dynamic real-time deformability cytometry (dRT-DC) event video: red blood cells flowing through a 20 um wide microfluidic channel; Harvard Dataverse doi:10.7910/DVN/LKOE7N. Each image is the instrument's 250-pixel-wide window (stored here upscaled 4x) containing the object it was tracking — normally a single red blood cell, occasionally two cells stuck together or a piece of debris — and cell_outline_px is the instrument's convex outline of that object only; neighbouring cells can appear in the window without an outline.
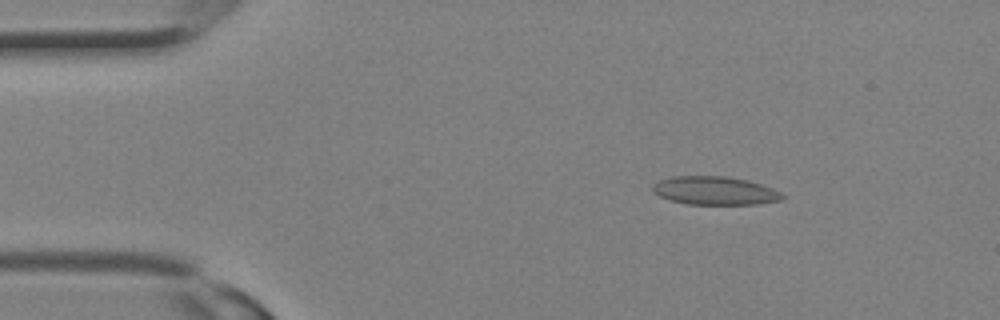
{"species": "Egyptian fruit bat (a non-hibernating species)", "species_latin": "Rousettus aegyptiacus", "temperature_condition": "room temperature", "stored_images_in_passage": 17, "camera_frame_rate_fps": 3000, "um_per_image_px": 0.085, "animal": {"sex": "female"}, "frame": {"image": 1, "passage_image": 4, "time_ms": 1.0, "image_size_px": [1000, 320], "cell_outline_px": [[788, 196], [784, 200], [760, 204], [688, 204], [672, 200], [660, 196], [652, 192], [652, 184], [660, 180], [672, 176], [724, 176], [748, 180], [772, 188]], "centroid_in_image_um": [60.8, 16.21], "position_along_channel_um": 24.2, "area_um2": 21.56}}
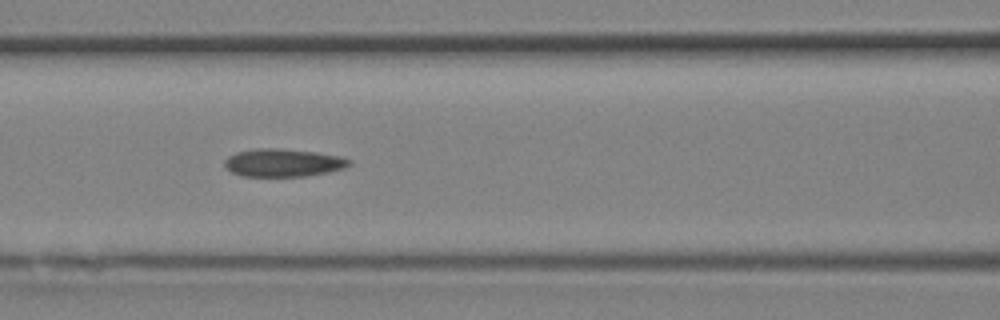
{"frame": {"image": 2, "passage_image": 12, "time_ms": 3.667, "image_size_px": [1000, 320], "cell_outline_px": [[352, 164], [344, 168], [328, 172], [304, 176], [244, 176], [232, 172], [224, 164], [224, 160], [228, 156], [236, 152], [256, 148], [280, 148], [316, 152], [340, 156], [352, 160]], "centroid_in_image_um": [24.09, 13.82], "position_along_channel_um": 142.5, "area_um2": 20.29}}
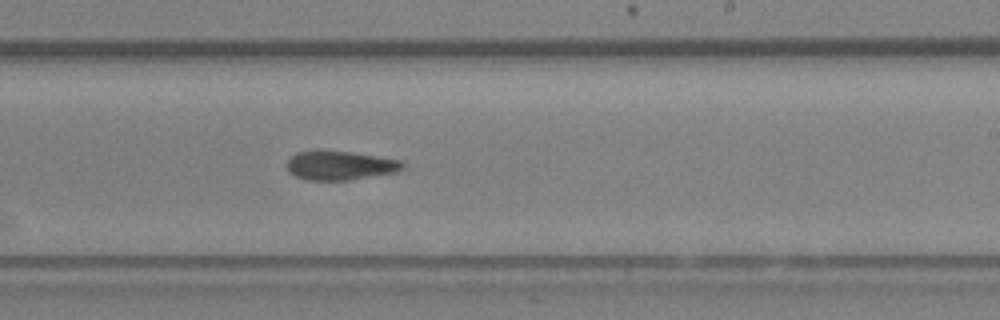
{"frame": {"image": 3, "passage_image": 17, "time_ms": 5.333, "image_size_px": [1000, 320], "cell_outline_px": [[404, 168], [396, 172], [344, 180], [308, 180], [296, 176], [288, 172], [284, 164], [296, 152], [316, 148], [352, 152], [404, 160]], "centroid_in_image_um": [28.85, 14.02], "position_along_channel_um": 260.1, "area_um2": 20.11}}